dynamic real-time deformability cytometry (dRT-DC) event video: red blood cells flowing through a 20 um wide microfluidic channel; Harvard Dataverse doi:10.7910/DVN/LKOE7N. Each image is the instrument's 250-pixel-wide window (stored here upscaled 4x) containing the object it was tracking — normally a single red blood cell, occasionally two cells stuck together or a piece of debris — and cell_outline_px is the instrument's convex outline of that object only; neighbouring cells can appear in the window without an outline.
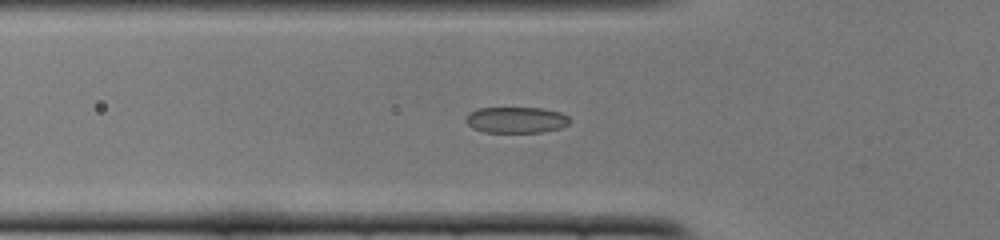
{"species": "common noctule bat (a hibernating species)", "species_latin": "Nyctalus noctula", "temperature_condition": "cold", "stored_images_in_passage": 38, "camera_frame_rate_fps": 3000, "um_per_image_px": 0.085, "animal": {"sex": "female", "body_mass_g": 22.0, "forearm_length_mm": 56.7}, "frame": {"image": 1, "passage_image": 4, "time_ms": 1.0, "image_size_px": [1000, 240], "cell_outline_px": [[568, 124], [560, 128], [544, 132], [484, 132], [472, 128], [464, 120], [464, 116], [468, 112], [480, 108], [540, 108], [560, 112], [568, 116]], "centroid_in_image_um": [43.82, 10.19], "position_along_channel_um": 82.0, "area_um2": 15.84}}
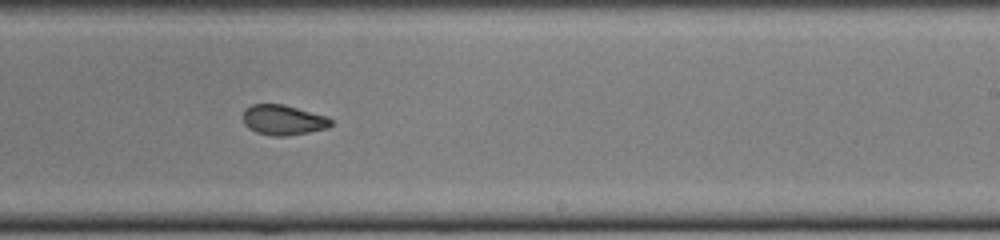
{"frame": {"image": 2, "passage_image": 18, "time_ms": 5.667, "image_size_px": [1000, 240], "cell_outline_px": [[332, 124], [328, 128], [288, 136], [272, 136], [256, 132], [248, 128], [244, 124], [244, 108], [252, 104], [284, 104], [328, 116], [332, 120]], "centroid_in_image_um": [24.08, 10.19], "position_along_channel_um": 264.9, "area_um2": 15.61}}
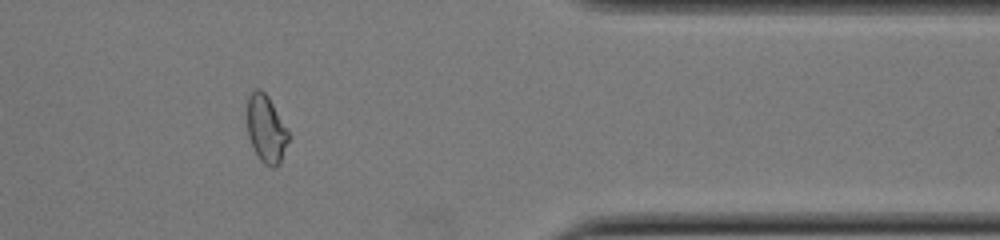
{"frame": {"image": 3, "passage_image": 29, "time_ms": 9.333, "image_size_px": [1000, 240], "cell_outline_px": [[288, 140], [280, 164], [276, 168], [272, 168], [264, 164], [260, 160], [248, 136], [248, 96], [256, 88], [260, 88], [268, 96], [288, 128]], "centroid_in_image_um": [22.64, 10.97], "position_along_channel_um": 388.8, "area_um2": 16.18}, "authors_computed_cell_mechanics": {"area_um2": 16.0684, "velocity_mm_per_s": 3.92, "shape_relaxation_time_tau1_ms": null, "shape_relaxation_time_tau2_ms": 1.5664, "deformation_change_tau1": null, "deformation_change_tau2": 0.0698}}